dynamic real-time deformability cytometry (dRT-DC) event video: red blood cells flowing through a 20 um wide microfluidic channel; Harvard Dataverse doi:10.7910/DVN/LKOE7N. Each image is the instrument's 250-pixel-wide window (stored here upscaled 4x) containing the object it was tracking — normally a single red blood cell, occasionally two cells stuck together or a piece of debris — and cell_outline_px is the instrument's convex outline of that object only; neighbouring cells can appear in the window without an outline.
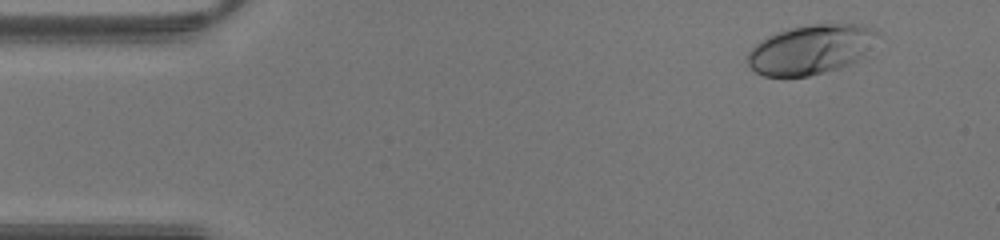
{"species": "human", "species_latin": "Homo sapiens", "temperature_condition": "warm", "stored_images_in_passage": 42, "camera_frame_rate_fps": 3000, "um_per_image_px": 0.085, "donor": {"sex": "male"}, "frame": {"image": 1, "passage_image": 3, "time_ms": 0.667, "image_size_px": [1000, 240], "cell_outline_px": [[876, 32], [864, 52], [856, 60], [840, 68], [808, 76], [764, 76], [756, 72], [748, 64], [748, 52], [756, 44], [768, 36], [776, 32], [792, 28], [812, 24], [860, 24], [876, 28]], "centroid_in_image_um": [68.85, 4.2], "position_along_channel_um": 16.2, "area_um2": 36.53}}
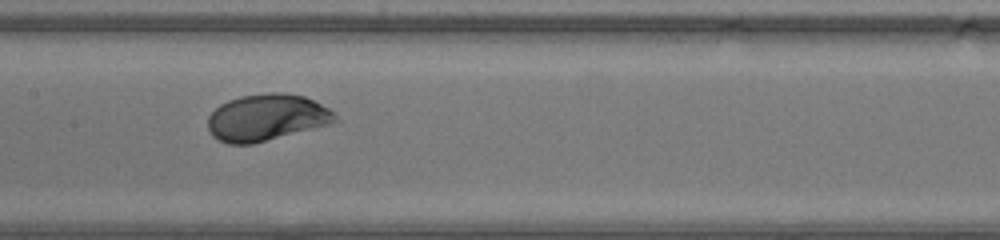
{"frame": {"image": 2, "passage_image": 20, "time_ms": 6.333, "image_size_px": [1000, 240], "cell_outline_px": [[340, 120], [332, 124], [252, 144], [228, 144], [212, 136], [208, 132], [208, 116], [220, 104], [228, 100], [240, 96], [268, 92], [284, 92], [304, 96], [336, 112]], "centroid_in_image_um": [22.68, 9.99], "position_along_channel_um": 184.7, "area_um2": 34.97}}
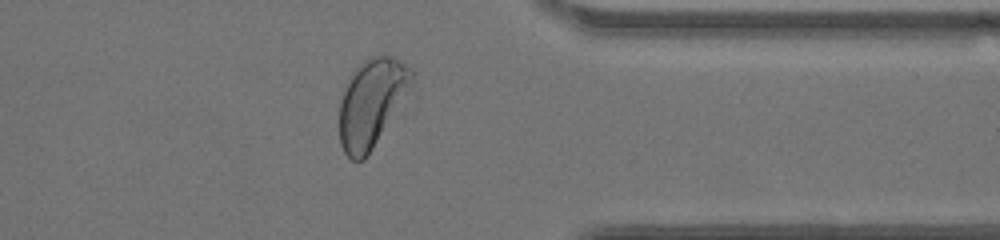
{"frame": {"image": 3, "passage_image": 33, "time_ms": 10.667, "image_size_px": [1000, 240], "cell_outline_px": [[416, 72], [412, 80], [372, 148], [364, 160], [352, 160], [344, 152], [340, 144], [340, 100], [348, 76], [364, 60], [372, 56], [388, 56], [400, 60], [412, 68]], "centroid_in_image_um": [31.52, 8.7], "position_along_channel_um": 379.9, "area_um2": 35.84}}